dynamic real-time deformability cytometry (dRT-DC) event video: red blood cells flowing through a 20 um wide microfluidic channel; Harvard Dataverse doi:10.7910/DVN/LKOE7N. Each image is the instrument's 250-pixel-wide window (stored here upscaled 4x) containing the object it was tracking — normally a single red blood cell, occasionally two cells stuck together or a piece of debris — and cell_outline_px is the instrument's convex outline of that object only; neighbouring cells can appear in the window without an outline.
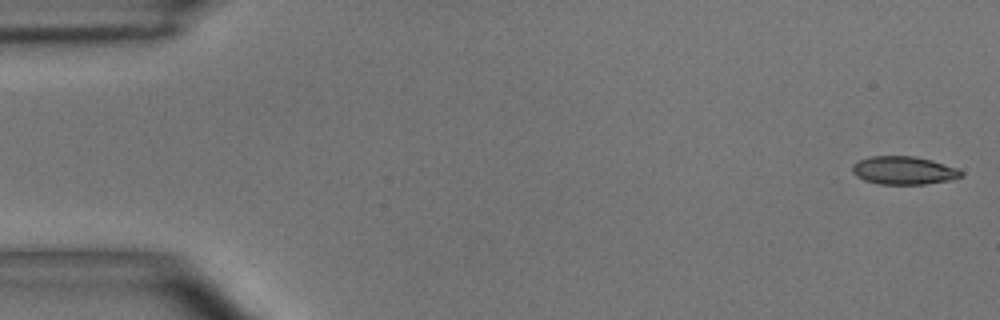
{"species": "common noctule bat (a hibernating species)", "species_latin": "Nyctalus noctula", "temperature_condition": "room temperature", "stored_images_in_passage": 54, "camera_frame_rate_fps": 3000, "um_per_image_px": 0.085, "animal": {"sex": "male", "body_mass_g": 15.6}, "frame": {"image": 1, "passage_image": 1, "time_ms": 0.0, "image_size_px": [1000, 320], "cell_outline_px": [[964, 176], [952, 180], [924, 184], [880, 184], [864, 180], [856, 176], [852, 172], [852, 164], [856, 160], [872, 156], [916, 156], [932, 160], [956, 168], [964, 172]], "centroid_in_image_um": [76.81, 14.48], "position_along_channel_um": 8.2, "area_um2": 18.03}}
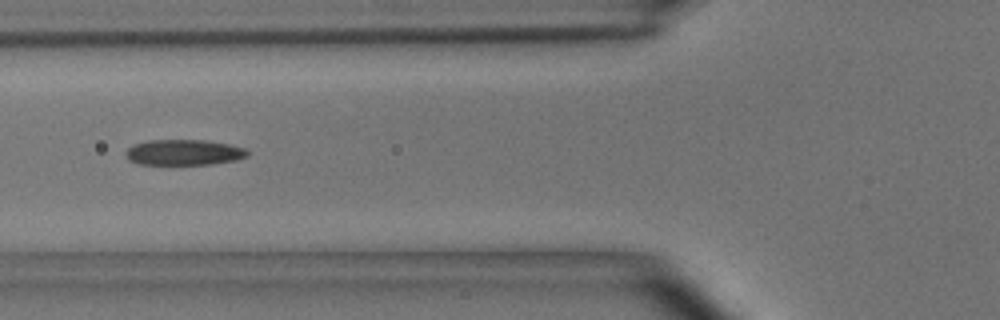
{"frame": {"image": 2, "passage_image": 20, "time_ms": 6.333, "image_size_px": [1000, 320], "cell_outline_px": [[248, 156], [236, 160], [212, 164], [140, 164], [128, 160], [124, 152], [132, 144], [148, 140], [204, 140], [228, 144], [244, 148], [248, 152]], "centroid_in_image_um": [15.59, 12.95], "position_along_channel_um": 110.2, "area_um2": 18.21}}
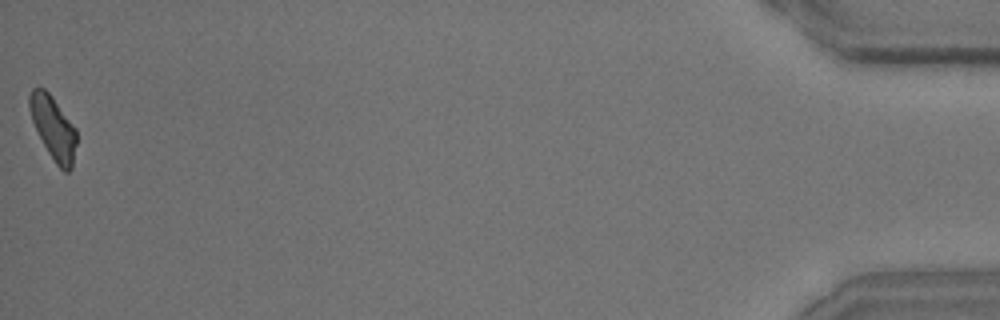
{"frame": {"image": 3, "passage_image": 54, "time_ms": 17.667, "image_size_px": [1000, 320], "cell_outline_px": [[76, 144], [72, 168], [68, 172], [64, 172], [56, 164], [48, 152], [32, 120], [28, 108], [28, 96], [32, 88], [44, 88], [52, 96], [76, 128]], "centroid_in_image_um": [4.53, 10.85], "position_along_channel_um": 430.7, "area_um2": 17.22}, "authors_computed_cell_mechanics": {"area_um2": 18.207, "velocity_mm_per_s": 3.6694, "shape_relaxation_time_tau1_ms": 10.4426, "shape_relaxation_time_tau2_ms": 3.898, "deformation_change_tau1": 0.223, "deformation_change_tau2": 0.1241}}